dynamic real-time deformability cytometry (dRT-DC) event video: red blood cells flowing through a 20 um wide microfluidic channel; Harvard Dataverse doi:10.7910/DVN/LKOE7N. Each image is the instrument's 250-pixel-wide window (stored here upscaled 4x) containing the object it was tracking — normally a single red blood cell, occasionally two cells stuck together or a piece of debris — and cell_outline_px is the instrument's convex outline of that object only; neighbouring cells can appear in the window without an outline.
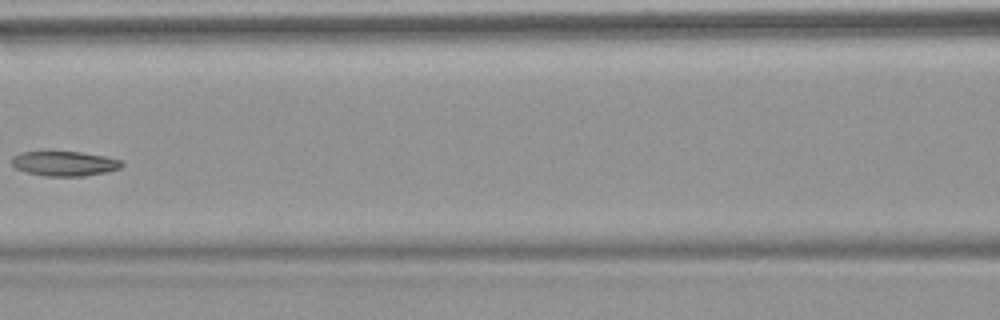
{"species": "common noctule bat (a hibernating species)", "species_latin": "Nyctalus noctula", "temperature_condition": "warm", "stored_images_in_passage": 7, "camera_frame_rate_fps": 3000, "um_per_image_px": 0.085, "animal": {"sex": "female", "body_mass_g": 18.4}, "frame": {"image": 1, "passage_image": 7, "time_ms": 8.333, "image_size_px": [1000, 320], "cell_outline_px": [[124, 164], [120, 168], [104, 172], [84, 176], [44, 176], [28, 172], [16, 168], [12, 164], [12, 156], [20, 152], [80, 152], [104, 156], [120, 160]], "centroid_in_image_um": [5.47, 13.9], "position_along_channel_um": 161.1, "area_um2": 15.66}}